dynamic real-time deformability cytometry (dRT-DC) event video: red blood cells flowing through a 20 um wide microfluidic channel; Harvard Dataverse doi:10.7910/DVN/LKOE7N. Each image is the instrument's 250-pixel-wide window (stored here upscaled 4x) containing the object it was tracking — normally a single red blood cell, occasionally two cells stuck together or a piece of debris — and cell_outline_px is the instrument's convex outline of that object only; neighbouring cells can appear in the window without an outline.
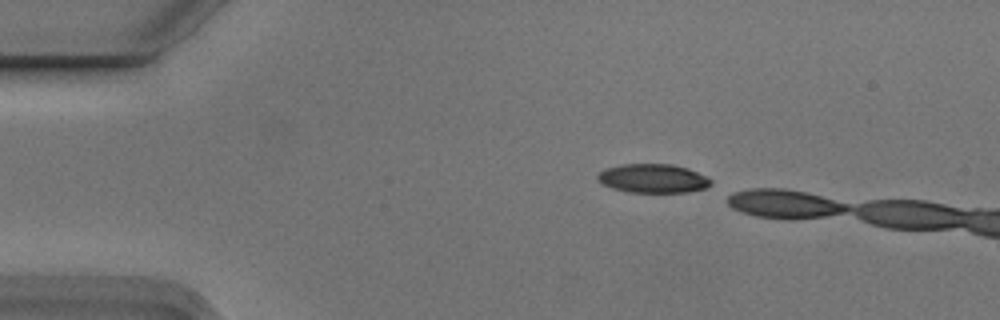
{"species": "Egyptian fruit bat (a non-hibernating species)", "species_latin": "Rousettus aegyptiacus", "temperature_condition": "cold", "stored_images_in_passage": 2, "camera_frame_rate_fps": 3000, "um_per_image_px": 0.085, "animal": {"sex": "male"}, "frame": {"image": 1, "passage_image": 1, "time_ms": 0.0, "image_size_px": [1000, 320], "cell_outline_px": [[712, 184], [708, 188], [688, 192], [628, 192], [612, 188], [596, 180], [596, 176], [604, 168], [624, 164], [672, 164], [688, 168], [708, 176], [712, 180]], "centroid_in_image_um": [55.54, 15.16], "position_along_channel_um": 29.5, "area_um2": 19.31}}